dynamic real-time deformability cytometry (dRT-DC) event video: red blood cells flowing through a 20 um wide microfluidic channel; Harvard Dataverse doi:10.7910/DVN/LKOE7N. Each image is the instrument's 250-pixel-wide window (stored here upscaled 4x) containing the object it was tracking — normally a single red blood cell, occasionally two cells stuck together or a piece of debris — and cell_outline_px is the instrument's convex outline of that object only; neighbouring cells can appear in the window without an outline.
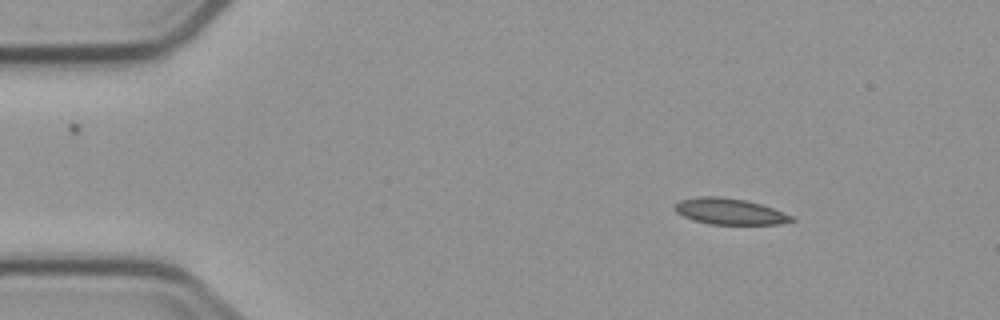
{"species": "common noctule bat (a hibernating species)", "species_latin": "Nyctalus noctula", "temperature_condition": "cold", "stored_images_in_passage": 3, "camera_frame_rate_fps": 3000, "um_per_image_px": 0.085, "animal": {"sex": "male", "body_mass_g": 23.1, "forearm_length_mm": 52.7}, "frame": {"image": 1, "passage_image": 1, "time_ms": 0.0, "image_size_px": [1000, 320], "cell_outline_px": [[796, 220], [780, 224], [708, 224], [692, 220], [676, 212], [676, 204], [680, 200], [700, 196], [716, 196], [744, 200], [760, 204], [796, 216]], "centroid_in_image_um": [62.06, 17.98], "position_along_channel_um": 22.9, "area_um2": 17.69}}